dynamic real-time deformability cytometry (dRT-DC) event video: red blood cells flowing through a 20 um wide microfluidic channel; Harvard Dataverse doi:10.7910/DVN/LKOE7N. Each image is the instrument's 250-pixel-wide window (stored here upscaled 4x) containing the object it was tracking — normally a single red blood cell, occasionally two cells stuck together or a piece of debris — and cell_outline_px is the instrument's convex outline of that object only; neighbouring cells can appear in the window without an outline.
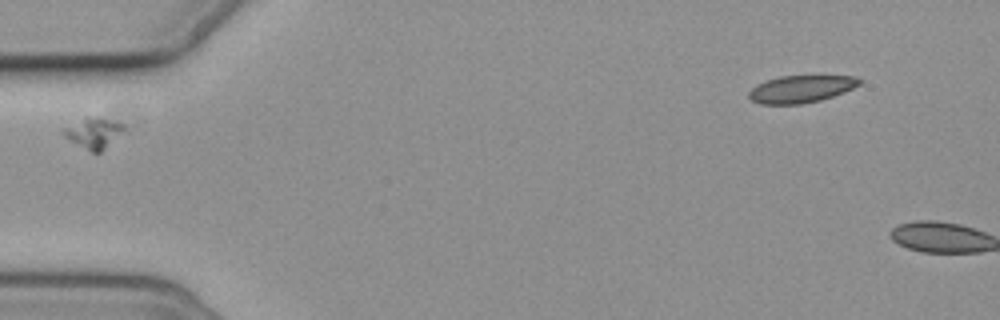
{"species": "common noctule bat (a hibernating species)", "species_latin": "Nyctalus noctula", "temperature_condition": "cold", "stored_images_in_passage": 1, "camera_frame_rate_fps": 3000, "um_per_image_px": 0.085, "animal": {"sex": "female", "body_mass_g": 19.3, "forearm_length_mm": 54.1}, "frame": {"image": 1, "passage_image": 1, "time_ms": 0.0, "image_size_px": [1000, 320], "cell_outline_px": [[124, 128], [100, 152], [92, 152], [64, 136], [60, 132], [64, 128], [84, 116], [100, 116], [124, 124]], "centroid_in_image_um": [7.9, 11.24], "position_along_channel_um": 77.1, "area_um2": 10.46}}